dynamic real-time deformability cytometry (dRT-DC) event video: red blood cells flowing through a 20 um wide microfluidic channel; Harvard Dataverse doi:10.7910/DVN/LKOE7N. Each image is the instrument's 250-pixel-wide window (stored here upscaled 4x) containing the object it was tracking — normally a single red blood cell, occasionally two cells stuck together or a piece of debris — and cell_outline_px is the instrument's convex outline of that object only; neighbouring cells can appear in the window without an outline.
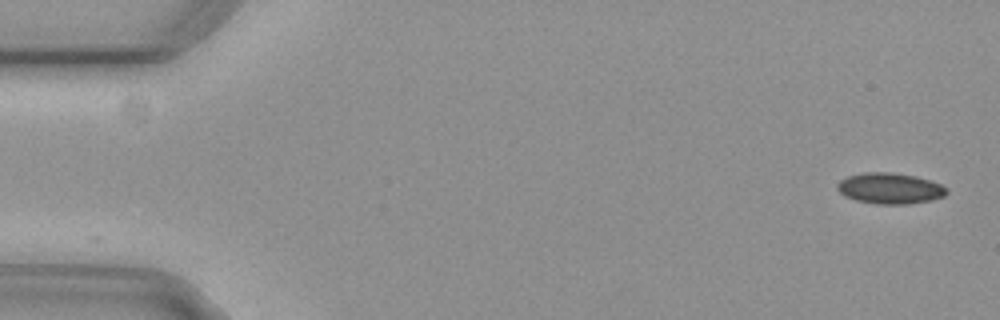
{"species": "common noctule bat (a hibernating species)", "species_latin": "Nyctalus noctula", "temperature_condition": "cold", "stored_images_in_passage": 54, "camera_frame_rate_fps": 3000, "um_per_image_px": 0.085, "animal": {"sex": "female", "body_mass_g": 29.2, "forearm_length_mm": 56.3}, "frame": {"image": 1, "passage_image": 1, "time_ms": 0.0, "image_size_px": [1000, 320], "cell_outline_px": [[948, 192], [944, 196], [932, 200], [908, 204], [876, 204], [856, 200], [844, 196], [836, 188], [836, 184], [840, 180], [848, 176], [864, 172], [892, 172], [916, 176], [940, 184], [948, 188]], "centroid_in_image_um": [75.64, 16.01], "position_along_channel_um": 9.4, "area_um2": 19.83}}
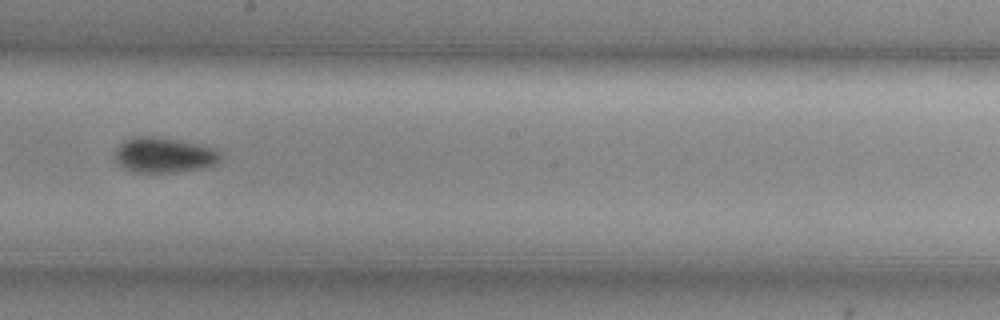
{"frame": {"image": 2, "passage_image": 30, "time_ms": 9.667, "image_size_px": [1000, 320], "cell_outline_px": [[220, 160], [204, 168], [176, 172], [132, 172], [120, 168], [116, 160], [116, 148], [124, 140], [132, 136], [156, 136], [204, 144], [216, 148], [220, 152]], "centroid_in_image_um": [13.93, 13.17], "position_along_channel_um": 234.3, "area_um2": 22.08}}
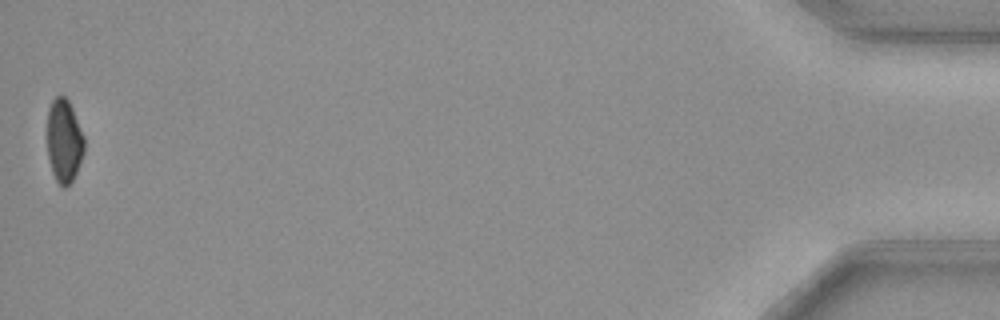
{"frame": {"image": 3, "passage_image": 54, "time_ms": 17.667, "image_size_px": [1000, 320], "cell_outline_px": [[84, 152], [76, 172], [72, 180], [64, 188], [60, 188], [52, 172], [48, 156], [48, 108], [52, 100], [56, 96], [64, 96], [68, 100], [72, 108], [84, 136]], "centroid_in_image_um": [5.44, 11.98], "position_along_channel_um": 429.8, "area_um2": 17.86}, "authors_computed_cell_mechanics": {"area_um2": 20.1144, "velocity_mm_per_s": 3.7319, "shape_relaxation_time_tau1_ms": 5.8658, "shape_relaxation_time_tau2_ms": null, "deformation_change_tau1": 0.0827, "deformation_change_tau2": null}}